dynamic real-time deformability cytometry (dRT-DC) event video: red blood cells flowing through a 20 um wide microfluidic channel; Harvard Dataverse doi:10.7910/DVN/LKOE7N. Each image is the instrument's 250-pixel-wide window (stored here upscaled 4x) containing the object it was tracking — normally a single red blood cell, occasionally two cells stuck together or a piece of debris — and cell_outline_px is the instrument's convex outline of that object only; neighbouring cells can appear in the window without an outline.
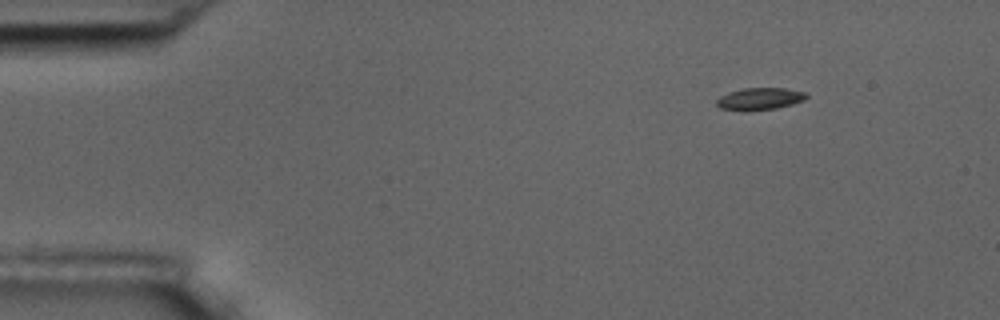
{"species": "common noctule bat (a hibernating species)", "species_latin": "Nyctalus noctula", "temperature_condition": "room temperature", "stored_images_in_passage": 50, "camera_frame_rate_fps": 3000, "um_per_image_px": 0.085, "animal": {"sex": "male", "body_mass_g": 17.5, "forearm_length_mm": 52.3}, "frame": {"image": 1, "passage_image": 1, "time_ms": 0.0, "image_size_px": [1000, 320], "cell_outline_px": [[808, 96], [804, 100], [792, 104], [776, 108], [744, 112], [720, 108], [716, 104], [716, 100], [720, 96], [728, 92], [744, 88], [784, 88], [808, 92]], "centroid_in_image_um": [64.57, 8.41], "position_along_channel_um": 20.4, "area_um2": 11.79}}
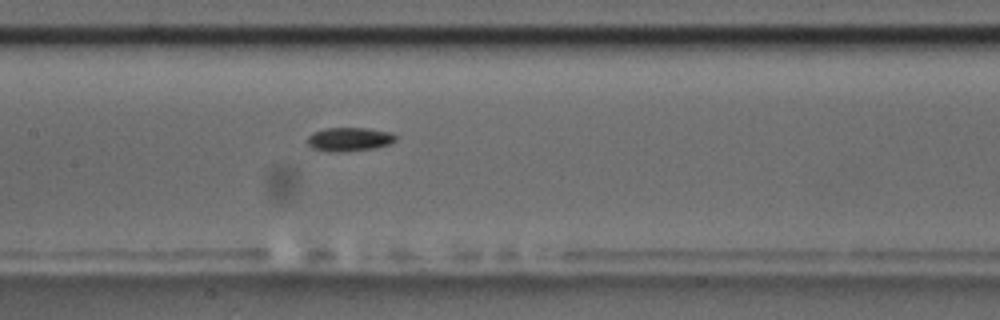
{"frame": {"image": 2, "passage_image": 21, "time_ms": 6.667, "image_size_px": [1000, 320], "cell_outline_px": [[396, 140], [392, 144], [376, 148], [336, 152], [328, 152], [312, 148], [308, 144], [308, 136], [312, 132], [324, 128], [368, 128], [392, 132], [396, 136]], "centroid_in_image_um": [29.71, 11.83], "position_along_channel_um": 177.7, "area_um2": 12.43}}
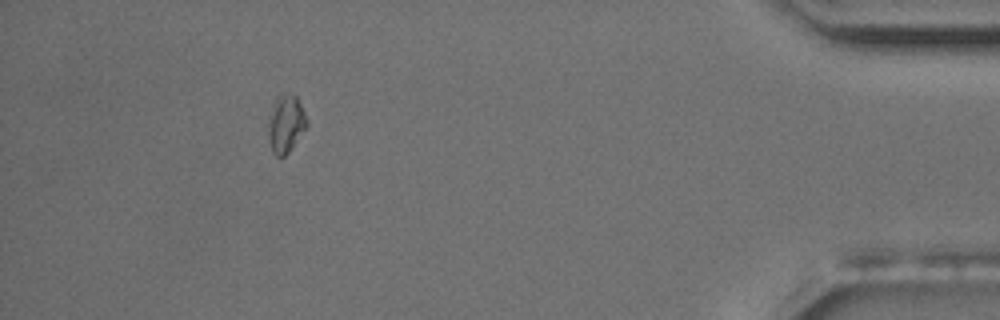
{"frame": {"image": 3, "passage_image": 45, "time_ms": 14.667, "image_size_px": [1000, 320], "cell_outline_px": [[308, 124], [288, 152], [284, 156], [276, 156], [272, 152], [268, 132], [268, 116], [272, 104], [276, 96], [280, 92], [296, 96], [308, 120]], "centroid_in_image_um": [24.26, 10.47], "position_along_channel_um": 410.9, "area_um2": 12.95}, "authors_computed_cell_mechanics": {"area_um2": 11.6178, "velocity_mm_per_s": 3.6284, "shape_relaxation_time_tau1_ms": 4.0321, "shape_relaxation_time_tau2_ms": null, "deformation_change_tau1": 0.0877, "deformation_change_tau2": null}}